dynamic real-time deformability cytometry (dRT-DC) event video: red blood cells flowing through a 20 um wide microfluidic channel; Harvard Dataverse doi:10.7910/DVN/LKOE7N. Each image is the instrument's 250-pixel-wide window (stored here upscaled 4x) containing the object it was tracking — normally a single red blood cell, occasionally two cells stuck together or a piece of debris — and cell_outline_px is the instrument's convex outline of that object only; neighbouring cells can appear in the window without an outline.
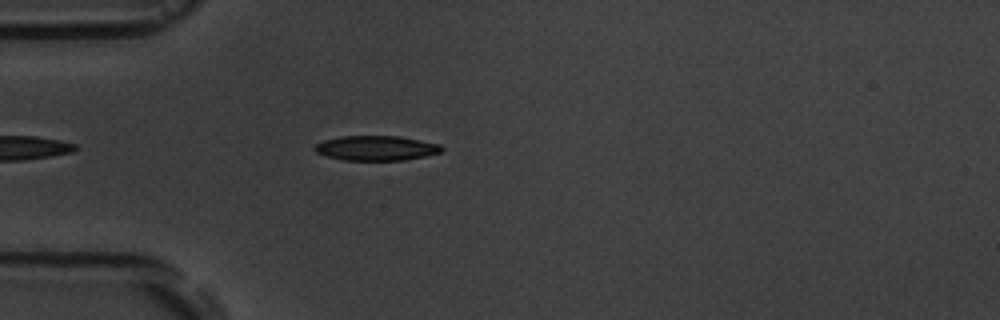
{"species": "common noctule bat (a hibernating species)", "species_latin": "Nyctalus noctula", "temperature_condition": "room temperature", "stored_images_in_passage": 3, "camera_frame_rate_fps": 3000, "um_per_image_px": 0.085, "animal": {"sex": "male", "body_mass_g": 19.5, "forearm_length_mm": 54.6}, "frame": {"image": 1, "passage_image": 3, "time_ms": 2.333, "image_size_px": [1000, 320], "cell_outline_px": [[444, 148], [440, 152], [424, 156], [404, 160], [344, 160], [328, 156], [316, 152], [312, 148], [316, 144], [324, 140], [340, 136], [400, 136], [440, 144]], "centroid_in_image_um": [31.97, 12.58], "position_along_channel_um": 53.0, "area_um2": 18.26}}